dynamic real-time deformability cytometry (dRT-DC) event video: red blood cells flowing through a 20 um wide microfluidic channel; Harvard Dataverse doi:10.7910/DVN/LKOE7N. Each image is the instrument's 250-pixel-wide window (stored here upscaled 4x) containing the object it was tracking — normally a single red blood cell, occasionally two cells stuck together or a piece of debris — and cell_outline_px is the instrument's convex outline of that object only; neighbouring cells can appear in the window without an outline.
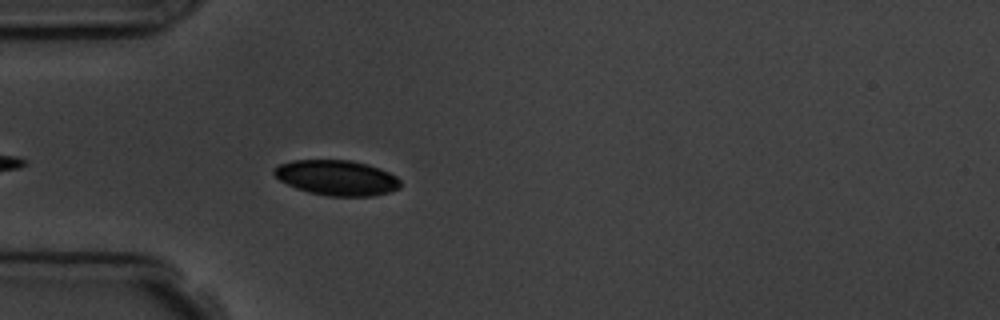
{"species": "common noctule bat (a hibernating species)", "species_latin": "Nyctalus noctula", "temperature_condition": "room temperature", "stored_images_in_passage": 1, "camera_frame_rate_fps": 3000, "um_per_image_px": 0.085, "animal": {"sex": "male", "body_mass_g": 19.5, "forearm_length_mm": 54.6}, "frame": {"image": 1, "passage_image": 1, "time_ms": 0.0, "image_size_px": [1000, 320], "cell_outline_px": [[400, 188], [388, 192], [372, 196], [328, 196], [308, 192], [296, 188], [280, 180], [272, 172], [272, 168], [280, 164], [292, 160], [352, 160], [388, 172], [396, 176], [400, 180]], "centroid_in_image_um": [28.59, 15.11], "position_along_channel_um": 56.4, "area_um2": 25.78}}